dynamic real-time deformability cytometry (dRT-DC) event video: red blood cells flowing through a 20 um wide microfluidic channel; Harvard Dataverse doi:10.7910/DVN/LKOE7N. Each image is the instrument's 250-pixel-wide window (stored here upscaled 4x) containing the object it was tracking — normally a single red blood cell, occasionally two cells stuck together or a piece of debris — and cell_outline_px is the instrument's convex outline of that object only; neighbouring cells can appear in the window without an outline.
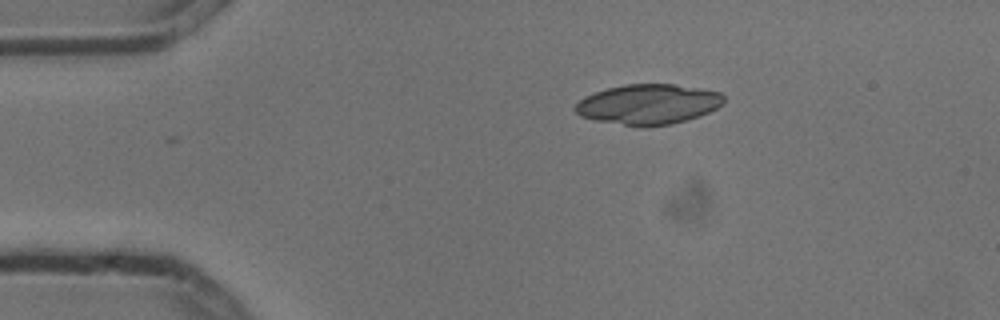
{"species": "common noctule bat (a hibernating species)", "species_latin": "Nyctalus noctula", "temperature_condition": "cold", "stored_images_in_passage": 9, "camera_frame_rate_fps": 3000, "um_per_image_px": 0.085, "animal": {"sex": "male", "body_mass_g": 13.3}, "frame": {"image": 1, "passage_image": 1, "time_ms": 0.0, "image_size_px": [1000, 320], "cell_outline_px": [[724, 104], [700, 116], [672, 124], [640, 128], [596, 120], [580, 116], [572, 108], [584, 96], [608, 88], [624, 84], [676, 84], [700, 88], [720, 92], [724, 96]], "centroid_in_image_um": [55.11, 8.87], "position_along_channel_um": 29.9, "area_um2": 35.08}}